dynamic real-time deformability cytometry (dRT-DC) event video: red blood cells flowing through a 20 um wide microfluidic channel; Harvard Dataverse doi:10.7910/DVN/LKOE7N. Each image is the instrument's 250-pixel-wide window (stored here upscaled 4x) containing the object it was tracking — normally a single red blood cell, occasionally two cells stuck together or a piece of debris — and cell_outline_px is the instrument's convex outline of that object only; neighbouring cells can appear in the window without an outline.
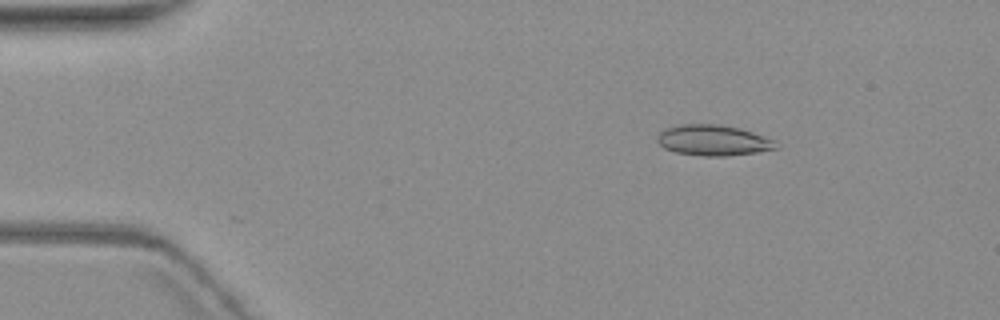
{"species": "common noctule bat (a hibernating species)", "species_latin": "Nyctalus noctula", "temperature_condition": "warm", "stored_images_in_passage": 5, "camera_frame_rate_fps": 3000, "um_per_image_px": 0.085, "animal": {"sex": "female", "body_mass_g": 19.3, "forearm_length_mm": 54.1}, "frame": {"image": 1, "passage_image": 2, "time_ms": 2.0, "image_size_px": [1000, 320], "cell_outline_px": [[780, 148], [756, 152], [724, 156], [704, 156], [676, 152], [664, 148], [656, 140], [656, 136], [660, 132], [668, 128], [680, 124], [716, 124], [740, 128], [776, 140]], "centroid_in_image_um": [60.65, 11.92], "position_along_channel_um": 24.4, "area_um2": 21.21}}